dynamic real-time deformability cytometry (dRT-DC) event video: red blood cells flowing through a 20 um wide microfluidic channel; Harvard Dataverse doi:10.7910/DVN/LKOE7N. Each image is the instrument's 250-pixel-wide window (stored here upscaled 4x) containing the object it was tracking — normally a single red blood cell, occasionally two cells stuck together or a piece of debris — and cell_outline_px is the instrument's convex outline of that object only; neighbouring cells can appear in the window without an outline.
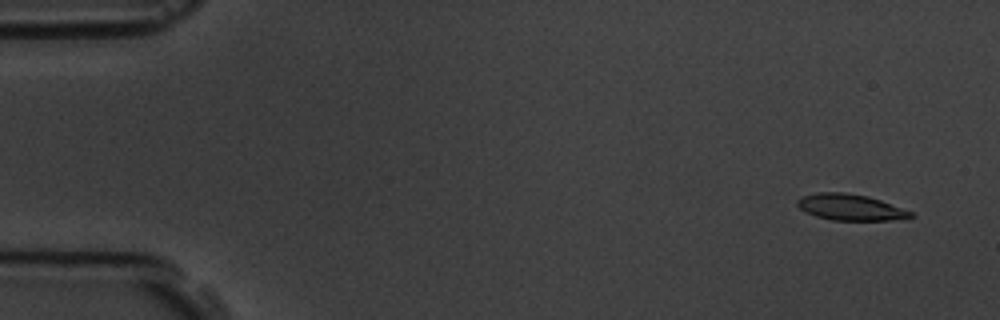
{"species": "common noctule bat (a hibernating species)", "species_latin": "Nyctalus noctula", "temperature_condition": "room temperature", "stored_images_in_passage": 6, "camera_frame_rate_fps": 3000, "um_per_image_px": 0.085, "animal": {"sex": "male", "body_mass_g": 19.5, "forearm_length_mm": 54.6}, "frame": {"image": 1, "passage_image": 1, "time_ms": 0.0, "image_size_px": [1000, 320], "cell_outline_px": [[916, 216], [908, 220], [832, 220], [816, 216], [804, 212], [796, 204], [796, 200], [800, 196], [816, 192], [844, 192], [868, 196], [880, 200], [912, 212]], "centroid_in_image_um": [72.28, 17.62], "position_along_channel_um": 12.7, "area_um2": 17.57}}
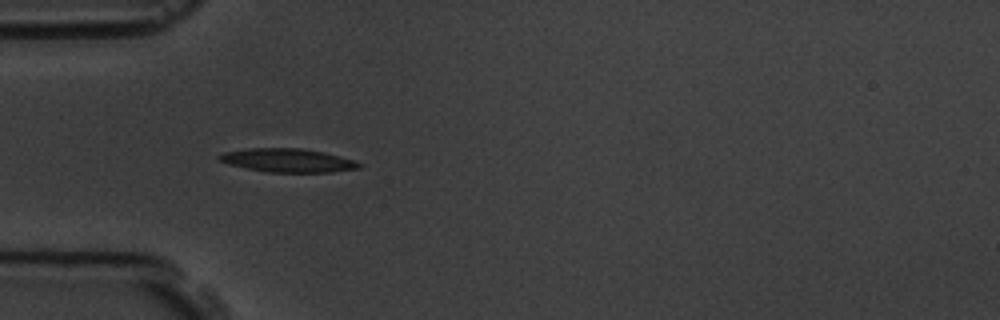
{"frame": {"image": 2, "passage_image": 5, "time_ms": 4.667, "image_size_px": [1000, 320], "cell_outline_px": [[364, 164], [360, 168], [332, 172], [264, 172], [228, 164], [220, 160], [216, 156], [224, 152], [248, 148], [300, 148], [324, 152], [340, 156]], "centroid_in_image_um": [24.46, 13.63], "position_along_channel_um": 60.5, "area_um2": 19.25}}
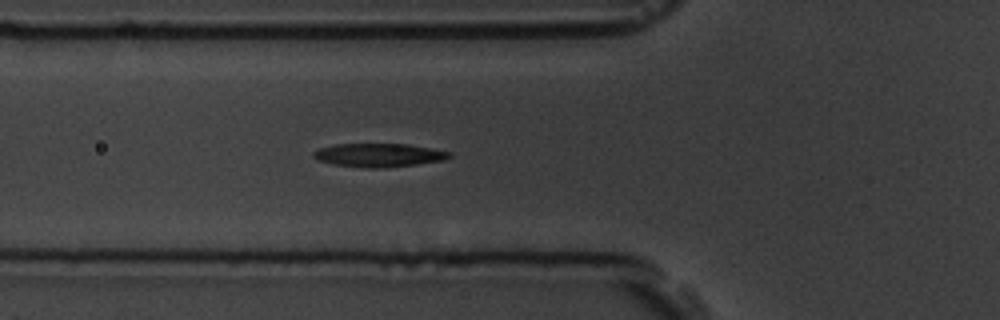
{"frame": {"image": 3, "passage_image": 6, "time_ms": 5.667, "image_size_px": [1000, 320], "cell_outline_px": [[452, 156], [444, 160], [416, 164], [384, 168], [364, 168], [332, 164], [316, 160], [312, 156], [312, 152], [320, 148], [336, 144], [408, 144], [432, 148], [452, 152]], "centroid_in_image_um": [32.19, 13.19], "position_along_channel_um": 93.6, "area_um2": 18.79}}